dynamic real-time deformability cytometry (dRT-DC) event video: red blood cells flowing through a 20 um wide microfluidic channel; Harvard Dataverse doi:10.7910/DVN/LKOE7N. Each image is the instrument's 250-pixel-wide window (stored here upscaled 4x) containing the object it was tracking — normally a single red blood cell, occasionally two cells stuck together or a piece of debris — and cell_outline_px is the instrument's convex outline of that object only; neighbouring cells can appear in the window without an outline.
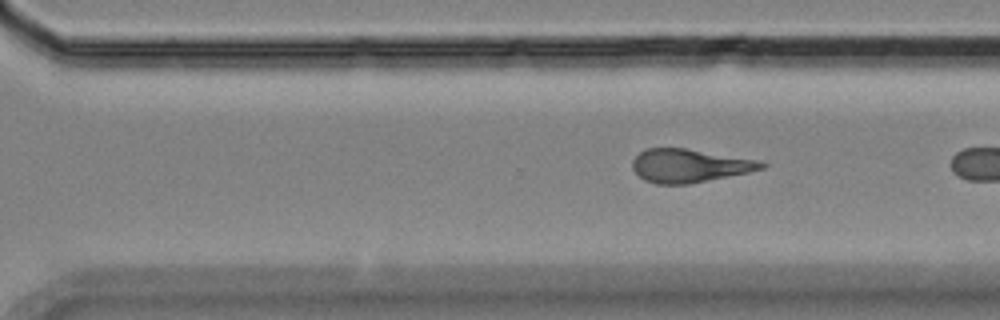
{"species": "Egyptian fruit bat (a non-hibernating species)", "species_latin": "Rousettus aegyptiacus", "temperature_condition": "room temperature", "stored_images_in_passage": 11, "segment_of_instrument_passage": [2, 2], "camera_frame_rate_fps": 3000, "um_per_image_px": 0.085, "animal": {"sex": "female"}, "frame": {"image": 1, "passage_image": 11, "time_ms": 12.667, "image_size_px": [1000, 320], "cell_outline_px": [[768, 164], [764, 168], [748, 172], [688, 184], [656, 184], [644, 180], [632, 168], [632, 160], [644, 148], [684, 148], [760, 160]], "centroid_in_image_um": [58.59, 14.08], "position_along_channel_um": 312.0, "area_um2": 24.97}}